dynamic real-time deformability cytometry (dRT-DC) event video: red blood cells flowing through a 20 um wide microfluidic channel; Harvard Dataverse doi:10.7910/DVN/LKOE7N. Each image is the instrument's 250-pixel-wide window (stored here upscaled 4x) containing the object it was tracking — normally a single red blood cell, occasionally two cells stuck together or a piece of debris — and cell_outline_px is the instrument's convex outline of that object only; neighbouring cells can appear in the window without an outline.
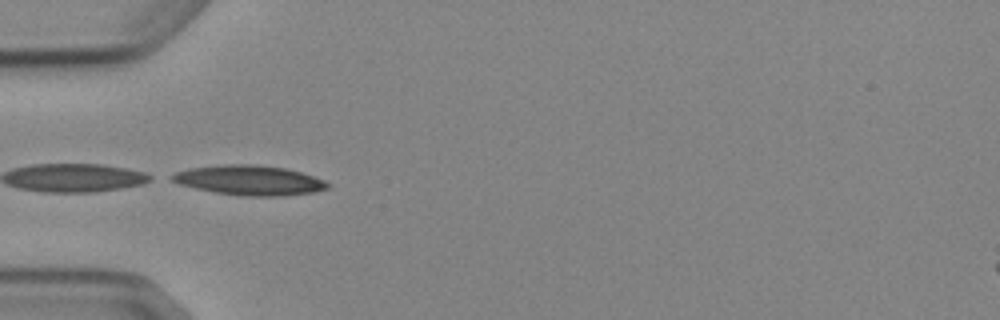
{"species": "Egyptian fruit bat (a non-hibernating species)", "species_latin": "Rousettus aegyptiacus", "temperature_condition": "cold", "stored_images_in_passage": 7, "camera_frame_rate_fps": 3000, "um_per_image_px": 0.085, "animal": {"sex": "female"}, "frame": {"image": 1, "passage_image": 4, "time_ms": 4.333, "image_size_px": [1000, 320], "cell_outline_px": [[332, 184], [328, 188], [312, 192], [280, 196], [240, 196], [216, 192], [196, 188], [180, 184], [172, 180], [168, 176], [176, 172], [188, 168], [224, 164], [252, 164], [284, 168], [300, 172], [324, 180]], "centroid_in_image_um": [21.18, 15.32], "position_along_channel_um": 63.8, "area_um2": 26.88}}